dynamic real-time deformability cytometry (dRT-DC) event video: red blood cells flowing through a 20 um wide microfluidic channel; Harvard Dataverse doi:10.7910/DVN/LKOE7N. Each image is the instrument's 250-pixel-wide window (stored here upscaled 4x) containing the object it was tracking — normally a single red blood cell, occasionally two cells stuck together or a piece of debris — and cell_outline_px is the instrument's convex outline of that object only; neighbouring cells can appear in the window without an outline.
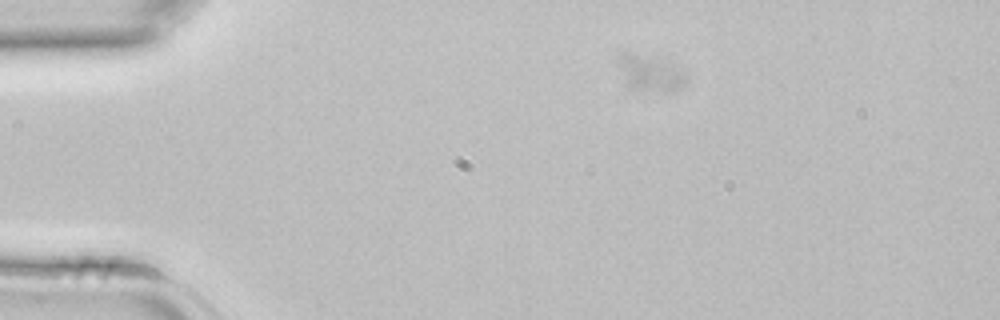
{"species": "common noctule bat (a hibernating species)", "species_latin": "Nyctalus noctula", "temperature_condition": "room temperature", "stored_images_in_passage": 20, "segment_of_instrument_passage": [1, 2], "camera_frame_rate_fps": 3000, "um_per_image_px": 0.085, "animal": {"sex": "female", "body_mass_g": 22.7, "forearm_length_mm": 54.2}, "frame": {"image": 1, "passage_image": 1, "time_ms": 0.0, "image_size_px": [1000, 320], "cell_outline_px": [[684, 80], [680, 88], [632, 88], [628, 84], [616, 60], [616, 56], [620, 52], [628, 52], [660, 60], [680, 72]], "centroid_in_image_um": [55.08, 6.13], "position_along_channel_um": 29.9, "area_um2": 12.43}}